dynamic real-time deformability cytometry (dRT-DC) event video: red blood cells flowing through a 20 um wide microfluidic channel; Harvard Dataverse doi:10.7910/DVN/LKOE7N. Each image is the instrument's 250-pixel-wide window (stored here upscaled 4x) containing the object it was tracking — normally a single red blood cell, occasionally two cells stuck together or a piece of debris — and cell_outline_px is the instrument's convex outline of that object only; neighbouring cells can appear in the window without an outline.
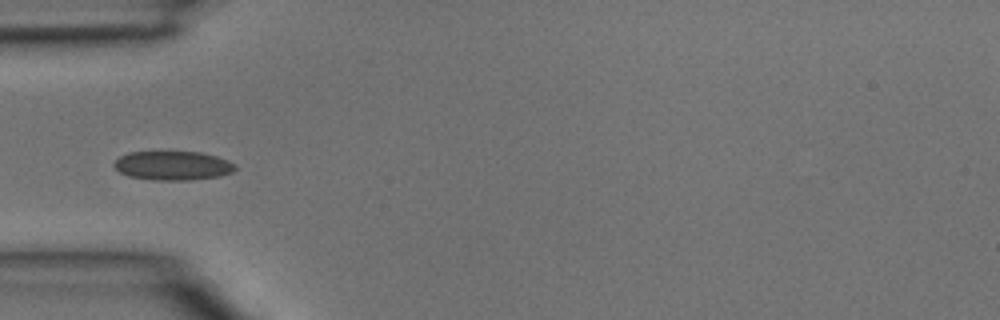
{"species": "common noctule bat (a hibernating species)", "species_latin": "Nyctalus noctula", "temperature_condition": "room temperature", "stored_images_in_passage": 4, "camera_frame_rate_fps": 3000, "um_per_image_px": 0.085, "animal": {"sex": "male", "body_mass_g": 15.6}, "frame": {"image": 1, "passage_image": 4, "time_ms": 1.0, "image_size_px": [1000, 320], "cell_outline_px": [[236, 168], [232, 172], [220, 176], [192, 180], [152, 180], [128, 176], [120, 172], [112, 164], [120, 156], [128, 152], [200, 152], [216, 156], [228, 160], [236, 164]], "centroid_in_image_um": [14.7, 14.08], "position_along_channel_um": 70.3, "area_um2": 20.58}}